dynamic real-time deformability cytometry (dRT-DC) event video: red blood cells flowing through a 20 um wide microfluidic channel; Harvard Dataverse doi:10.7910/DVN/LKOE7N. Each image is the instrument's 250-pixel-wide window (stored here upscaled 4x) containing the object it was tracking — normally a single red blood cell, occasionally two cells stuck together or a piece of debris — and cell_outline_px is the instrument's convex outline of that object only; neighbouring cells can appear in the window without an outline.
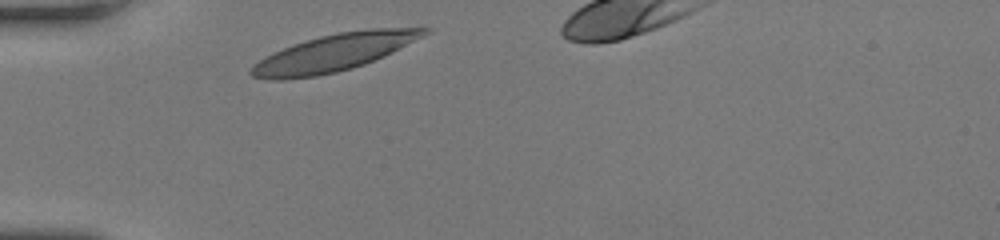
{"species": "human", "species_latin": "Homo sapiens", "temperature_condition": "room temperature", "stored_images_in_passage": 27, "camera_frame_rate_fps": 3000, "um_per_image_px": 0.085, "donor": {"sex": "female"}, "frame": {"image": 1, "passage_image": 1, "time_ms": 0.0, "image_size_px": [1000, 240], "cell_outline_px": [[432, 32], [384, 56], [364, 64], [352, 68], [336, 72], [316, 76], [284, 80], [268, 80], [252, 76], [248, 72], [260, 60], [292, 44], [320, 36], [340, 32], [368, 28], [432, 28]], "centroid_in_image_um": [28.43, 4.48], "position_along_channel_um": 56.6, "area_um2": 37.11}}
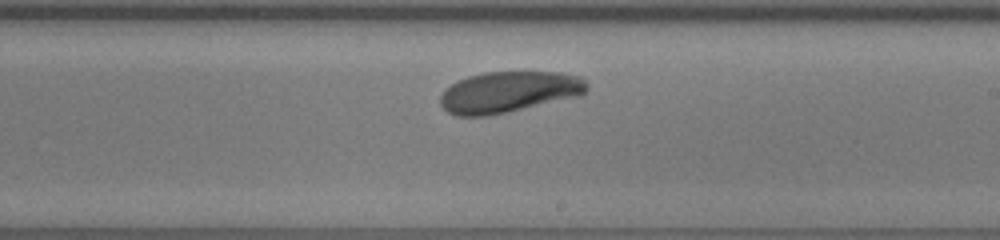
{"frame": {"image": 2, "passage_image": 16, "time_ms": 5.0, "image_size_px": [1000, 240], "cell_outline_px": [[588, 88], [580, 96], [508, 112], [484, 116], [456, 116], [448, 112], [440, 104], [440, 96], [444, 88], [468, 76], [484, 72], [560, 72], [580, 76], [588, 80]], "centroid_in_image_um": [43.27, 7.81], "position_along_channel_um": 245.7, "area_um2": 35.32}}
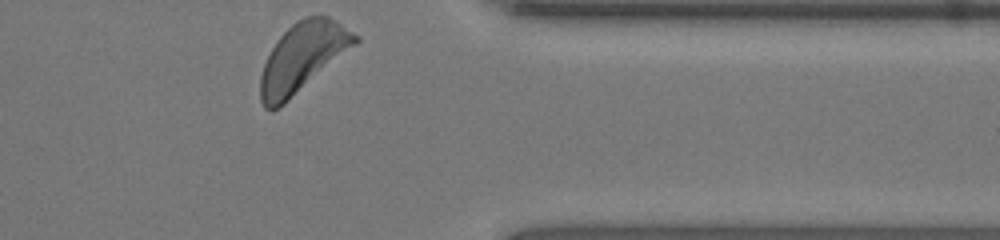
{"frame": {"image": 3, "passage_image": 27, "time_ms": 8.667, "image_size_px": [1000, 240], "cell_outline_px": [[360, 40], [356, 44], [284, 104], [276, 108], [264, 108], [260, 100], [260, 76], [264, 64], [276, 40], [296, 20], [304, 16], [328, 16], [336, 20], [360, 36]], "centroid_in_image_um": [25.72, 4.85], "position_along_channel_um": 385.7, "area_um2": 37.63}, "authors_computed_cell_mechanics": {"area_um2": 35.3158, "velocity_mm_per_s": 4.0466, "shape_relaxation_time_tau1_ms": 3.9079, "shape_relaxation_time_tau2_ms": null, "deformation_change_tau1": 0.1565, "deformation_change_tau2": null}}